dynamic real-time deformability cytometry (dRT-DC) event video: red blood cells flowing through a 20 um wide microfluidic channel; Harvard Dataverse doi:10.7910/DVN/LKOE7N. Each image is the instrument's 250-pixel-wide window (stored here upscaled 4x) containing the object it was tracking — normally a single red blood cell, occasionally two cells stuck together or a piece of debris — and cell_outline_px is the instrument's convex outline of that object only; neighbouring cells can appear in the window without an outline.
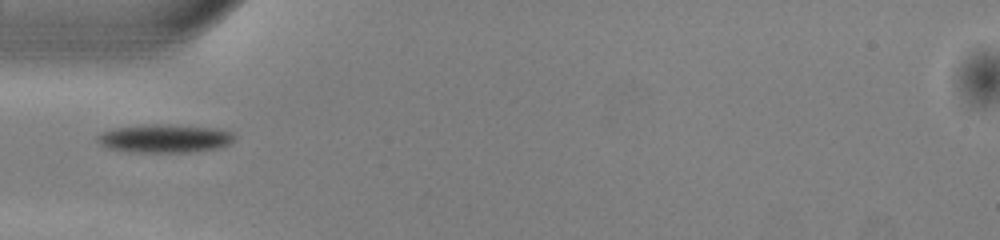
{"species": "common noctule bat (a hibernating species)", "species_latin": "Nyctalus noctula", "temperature_condition": "warm", "stored_images_in_passage": 35, "camera_frame_rate_fps": 3000, "um_per_image_px": 0.085, "animal": {"sex": "male", "body_mass_g": 13.0, "forearm_length_mm": 53.1}, "frame": {"image": 1, "passage_image": 1, "time_ms": 0.0, "image_size_px": [1000, 240], "cell_outline_px": [[236, 136], [228, 144], [216, 148], [192, 152], [132, 152], [108, 148], [100, 144], [96, 140], [96, 136], [104, 132], [116, 128], [144, 124], [168, 124], [216, 128], [232, 132]], "centroid_in_image_um": [13.99, 11.76], "position_along_channel_um": 71.0, "area_um2": 22.6}}
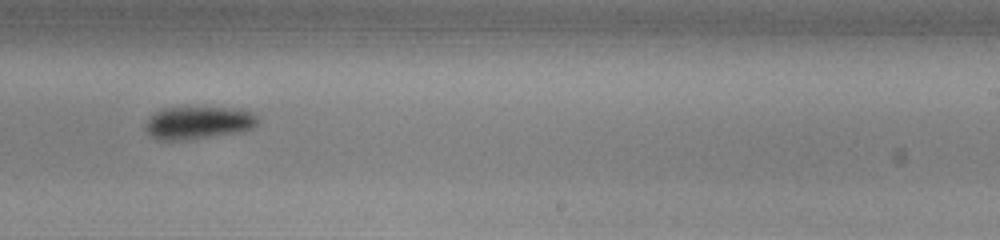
{"frame": {"image": 2, "passage_image": 16, "time_ms": 5.0, "image_size_px": [1000, 240], "cell_outline_px": [[256, 124], [252, 128], [240, 132], [184, 140], [156, 140], [144, 128], [148, 120], [156, 112], [164, 108], [240, 108], [256, 116]], "centroid_in_image_um": [16.84, 10.44], "position_along_channel_um": 272.2, "area_um2": 20.98}}
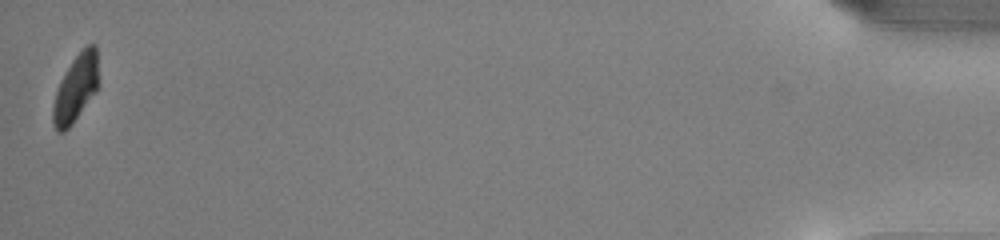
{"frame": {"image": 3, "passage_image": 35, "time_ms": 11.333, "image_size_px": [1000, 240], "cell_outline_px": [[100, 84], [96, 92], [72, 124], [64, 132], [56, 132], [52, 120], [52, 104], [60, 80], [72, 60], [88, 44], [96, 44]], "centroid_in_image_um": [6.46, 7.51], "position_along_channel_um": 428.7, "area_um2": 18.15}}